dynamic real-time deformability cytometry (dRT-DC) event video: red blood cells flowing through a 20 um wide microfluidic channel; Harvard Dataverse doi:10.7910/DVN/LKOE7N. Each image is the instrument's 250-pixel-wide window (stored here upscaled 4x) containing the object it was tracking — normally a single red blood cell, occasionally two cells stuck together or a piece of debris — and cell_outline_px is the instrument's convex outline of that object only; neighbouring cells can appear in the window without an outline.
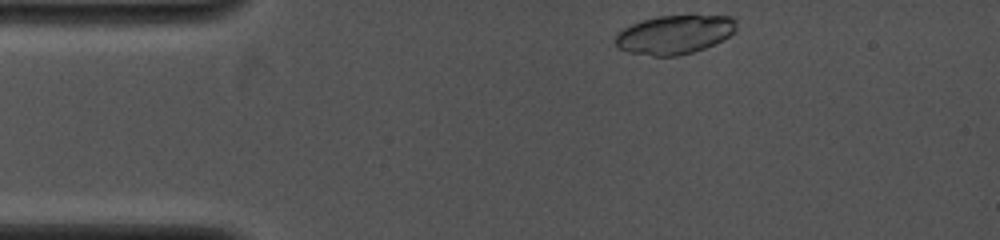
{"species": "common noctule bat (a hibernating species)", "species_latin": "Nyctalus noctula", "temperature_condition": "cold", "stored_images_in_passage": 4, "camera_frame_rate_fps": 4000, "um_per_image_px": 0.085, "animal": {"sex": "female", "body_mass_g": 19.0, "forearm_length_mm": 53.3}, "frame": {"image": 1, "passage_image": 1, "time_ms": 0.0, "image_size_px": [1000, 240], "cell_outline_px": [[736, 28], [728, 36], [704, 48], [692, 52], [676, 56], [652, 56], [628, 52], [620, 48], [616, 44], [616, 32], [632, 24], [644, 20], [660, 16], [732, 16], [736, 24]], "centroid_in_image_um": [57.3, 2.94], "position_along_channel_um": 27.7, "area_um2": 26.88}}